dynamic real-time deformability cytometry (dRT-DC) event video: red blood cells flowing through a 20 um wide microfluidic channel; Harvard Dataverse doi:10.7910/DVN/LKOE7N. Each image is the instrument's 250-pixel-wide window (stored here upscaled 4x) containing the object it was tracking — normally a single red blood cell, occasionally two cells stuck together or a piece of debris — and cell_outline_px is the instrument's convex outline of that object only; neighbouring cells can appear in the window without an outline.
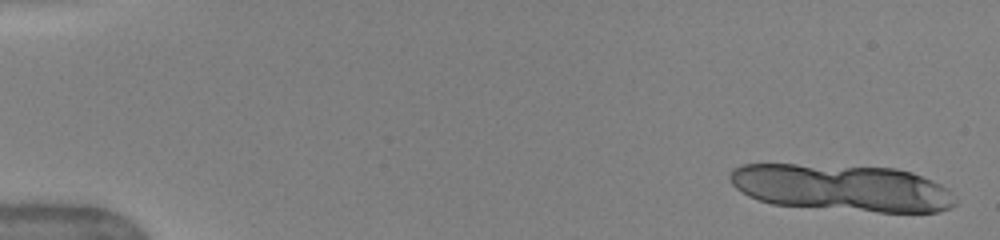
{"species": "human", "species_latin": "Homo sapiens", "temperature_condition": "warm", "stored_images_in_passage": 12, "camera_frame_rate_fps": 3000, "um_per_image_px": 0.085, "donor": {"sex": "female"}, "frame": {"image": 1, "passage_image": 1, "time_ms": 0.0, "image_size_px": [1000, 240], "cell_outline_px": [[956, 204], [952, 208], [940, 212], [876, 212], [772, 204], [748, 196], [736, 188], [732, 184], [728, 176], [732, 168], [744, 164], [796, 164], [896, 168], [912, 172], [932, 180], [948, 188], [956, 200]], "centroid_in_image_um": [71.59, 15.96], "position_along_channel_um": 13.4, "area_um2": 61.9}}